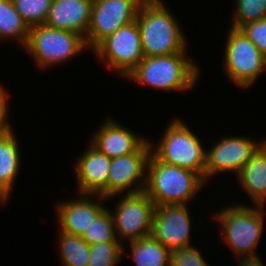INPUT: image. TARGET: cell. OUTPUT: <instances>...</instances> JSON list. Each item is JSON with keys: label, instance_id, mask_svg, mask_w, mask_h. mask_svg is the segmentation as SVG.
Masks as SVG:
<instances>
[{"label": "cell", "instance_id": "6da1fadb", "mask_svg": "<svg viewBox=\"0 0 266 266\" xmlns=\"http://www.w3.org/2000/svg\"><path fill=\"white\" fill-rule=\"evenodd\" d=\"M136 21L144 57L179 54L187 49V38L164 1L145 0Z\"/></svg>", "mask_w": 266, "mask_h": 266}, {"label": "cell", "instance_id": "7a4b0ae2", "mask_svg": "<svg viewBox=\"0 0 266 266\" xmlns=\"http://www.w3.org/2000/svg\"><path fill=\"white\" fill-rule=\"evenodd\" d=\"M186 53L144 57L126 78L165 92L189 91L197 84L200 68Z\"/></svg>", "mask_w": 266, "mask_h": 266}, {"label": "cell", "instance_id": "3957f363", "mask_svg": "<svg viewBox=\"0 0 266 266\" xmlns=\"http://www.w3.org/2000/svg\"><path fill=\"white\" fill-rule=\"evenodd\" d=\"M205 181L196 172L166 164L152 153L147 164L144 192L155 206L188 204L195 199Z\"/></svg>", "mask_w": 266, "mask_h": 266}, {"label": "cell", "instance_id": "277c9868", "mask_svg": "<svg viewBox=\"0 0 266 266\" xmlns=\"http://www.w3.org/2000/svg\"><path fill=\"white\" fill-rule=\"evenodd\" d=\"M263 207L236 204L214 213L213 217L223 230L222 240L231 246L238 260L258 258L255 249L264 229Z\"/></svg>", "mask_w": 266, "mask_h": 266}, {"label": "cell", "instance_id": "5b68a950", "mask_svg": "<svg viewBox=\"0 0 266 266\" xmlns=\"http://www.w3.org/2000/svg\"><path fill=\"white\" fill-rule=\"evenodd\" d=\"M158 144L150 142L151 153L160 161L192 170L204 179L206 148L180 119L167 125Z\"/></svg>", "mask_w": 266, "mask_h": 266}, {"label": "cell", "instance_id": "8992f818", "mask_svg": "<svg viewBox=\"0 0 266 266\" xmlns=\"http://www.w3.org/2000/svg\"><path fill=\"white\" fill-rule=\"evenodd\" d=\"M39 68L61 64L89 49L85 38L76 32L40 24L30 27L24 47Z\"/></svg>", "mask_w": 266, "mask_h": 266}, {"label": "cell", "instance_id": "52a82bcc", "mask_svg": "<svg viewBox=\"0 0 266 266\" xmlns=\"http://www.w3.org/2000/svg\"><path fill=\"white\" fill-rule=\"evenodd\" d=\"M228 33L223 69L234 84L246 89L266 70V57L240 29L231 27Z\"/></svg>", "mask_w": 266, "mask_h": 266}, {"label": "cell", "instance_id": "ba28073f", "mask_svg": "<svg viewBox=\"0 0 266 266\" xmlns=\"http://www.w3.org/2000/svg\"><path fill=\"white\" fill-rule=\"evenodd\" d=\"M93 52L99 60L106 62L109 70L126 78L144 58L137 21L105 37L92 49Z\"/></svg>", "mask_w": 266, "mask_h": 266}, {"label": "cell", "instance_id": "9c48e42d", "mask_svg": "<svg viewBox=\"0 0 266 266\" xmlns=\"http://www.w3.org/2000/svg\"><path fill=\"white\" fill-rule=\"evenodd\" d=\"M114 206L115 210L110 212L116 237L121 243L124 239L131 242L151 235L156 206L144 191L125 193Z\"/></svg>", "mask_w": 266, "mask_h": 266}, {"label": "cell", "instance_id": "30bf717a", "mask_svg": "<svg viewBox=\"0 0 266 266\" xmlns=\"http://www.w3.org/2000/svg\"><path fill=\"white\" fill-rule=\"evenodd\" d=\"M145 0H93L91 22L85 38L93 49L101 40L117 29L136 21Z\"/></svg>", "mask_w": 266, "mask_h": 266}, {"label": "cell", "instance_id": "8fae6325", "mask_svg": "<svg viewBox=\"0 0 266 266\" xmlns=\"http://www.w3.org/2000/svg\"><path fill=\"white\" fill-rule=\"evenodd\" d=\"M150 155V139H147L134 153L112 158L107 179V199L124 194L126 190L127 194L144 191Z\"/></svg>", "mask_w": 266, "mask_h": 266}, {"label": "cell", "instance_id": "7c38bea8", "mask_svg": "<svg viewBox=\"0 0 266 266\" xmlns=\"http://www.w3.org/2000/svg\"><path fill=\"white\" fill-rule=\"evenodd\" d=\"M245 136H228L223 137L214 143L205 156V173L204 181L216 173L232 171L234 174L239 173L241 168L265 142L261 139L259 142Z\"/></svg>", "mask_w": 266, "mask_h": 266}, {"label": "cell", "instance_id": "4fadbf2b", "mask_svg": "<svg viewBox=\"0 0 266 266\" xmlns=\"http://www.w3.org/2000/svg\"><path fill=\"white\" fill-rule=\"evenodd\" d=\"M189 212L186 204L156 206L151 235L170 251L193 246Z\"/></svg>", "mask_w": 266, "mask_h": 266}, {"label": "cell", "instance_id": "5bb4252c", "mask_svg": "<svg viewBox=\"0 0 266 266\" xmlns=\"http://www.w3.org/2000/svg\"><path fill=\"white\" fill-rule=\"evenodd\" d=\"M77 195L79 199L74 198L73 200L57 203V222L60 231L82 237L95 218L105 209L103 202L100 203V200L106 201L108 199L99 194ZM93 197L98 198L96 200Z\"/></svg>", "mask_w": 266, "mask_h": 266}, {"label": "cell", "instance_id": "9a60e30c", "mask_svg": "<svg viewBox=\"0 0 266 266\" xmlns=\"http://www.w3.org/2000/svg\"><path fill=\"white\" fill-rule=\"evenodd\" d=\"M112 159L91 143L74 163L79 194H99L107 198V179Z\"/></svg>", "mask_w": 266, "mask_h": 266}, {"label": "cell", "instance_id": "2e32d148", "mask_svg": "<svg viewBox=\"0 0 266 266\" xmlns=\"http://www.w3.org/2000/svg\"><path fill=\"white\" fill-rule=\"evenodd\" d=\"M92 135L91 144L109 158L134 153L147 139L108 117Z\"/></svg>", "mask_w": 266, "mask_h": 266}, {"label": "cell", "instance_id": "e0dca14e", "mask_svg": "<svg viewBox=\"0 0 266 266\" xmlns=\"http://www.w3.org/2000/svg\"><path fill=\"white\" fill-rule=\"evenodd\" d=\"M93 0H53L45 25L70 30L86 38Z\"/></svg>", "mask_w": 266, "mask_h": 266}, {"label": "cell", "instance_id": "ac0fdd59", "mask_svg": "<svg viewBox=\"0 0 266 266\" xmlns=\"http://www.w3.org/2000/svg\"><path fill=\"white\" fill-rule=\"evenodd\" d=\"M238 183L256 206L266 201V141L258 148L237 174Z\"/></svg>", "mask_w": 266, "mask_h": 266}, {"label": "cell", "instance_id": "d6986e66", "mask_svg": "<svg viewBox=\"0 0 266 266\" xmlns=\"http://www.w3.org/2000/svg\"><path fill=\"white\" fill-rule=\"evenodd\" d=\"M19 147L14 130L0 138V187L9 196L21 167Z\"/></svg>", "mask_w": 266, "mask_h": 266}, {"label": "cell", "instance_id": "ffe728a7", "mask_svg": "<svg viewBox=\"0 0 266 266\" xmlns=\"http://www.w3.org/2000/svg\"><path fill=\"white\" fill-rule=\"evenodd\" d=\"M136 266H169L170 250L152 235L129 242Z\"/></svg>", "mask_w": 266, "mask_h": 266}, {"label": "cell", "instance_id": "44dd1931", "mask_svg": "<svg viewBox=\"0 0 266 266\" xmlns=\"http://www.w3.org/2000/svg\"><path fill=\"white\" fill-rule=\"evenodd\" d=\"M29 26L24 22L19 12L16 10L13 0L0 1V40H18L24 48L28 36Z\"/></svg>", "mask_w": 266, "mask_h": 266}, {"label": "cell", "instance_id": "7402d4cb", "mask_svg": "<svg viewBox=\"0 0 266 266\" xmlns=\"http://www.w3.org/2000/svg\"><path fill=\"white\" fill-rule=\"evenodd\" d=\"M59 231L60 258L64 266H88L90 245L81 237Z\"/></svg>", "mask_w": 266, "mask_h": 266}, {"label": "cell", "instance_id": "603a6c76", "mask_svg": "<svg viewBox=\"0 0 266 266\" xmlns=\"http://www.w3.org/2000/svg\"><path fill=\"white\" fill-rule=\"evenodd\" d=\"M106 207L84 232L82 238L89 244L120 242L115 234L114 220Z\"/></svg>", "mask_w": 266, "mask_h": 266}, {"label": "cell", "instance_id": "cb8c5ba5", "mask_svg": "<svg viewBox=\"0 0 266 266\" xmlns=\"http://www.w3.org/2000/svg\"><path fill=\"white\" fill-rule=\"evenodd\" d=\"M231 27L240 29L243 25L266 18V0H235Z\"/></svg>", "mask_w": 266, "mask_h": 266}, {"label": "cell", "instance_id": "d4e9b609", "mask_svg": "<svg viewBox=\"0 0 266 266\" xmlns=\"http://www.w3.org/2000/svg\"><path fill=\"white\" fill-rule=\"evenodd\" d=\"M124 245L121 242H104L90 245L88 266H116L121 262Z\"/></svg>", "mask_w": 266, "mask_h": 266}, {"label": "cell", "instance_id": "484cf974", "mask_svg": "<svg viewBox=\"0 0 266 266\" xmlns=\"http://www.w3.org/2000/svg\"><path fill=\"white\" fill-rule=\"evenodd\" d=\"M53 0H13L16 10L30 27L44 24Z\"/></svg>", "mask_w": 266, "mask_h": 266}, {"label": "cell", "instance_id": "4316f807", "mask_svg": "<svg viewBox=\"0 0 266 266\" xmlns=\"http://www.w3.org/2000/svg\"><path fill=\"white\" fill-rule=\"evenodd\" d=\"M169 266H211L194 246L170 251Z\"/></svg>", "mask_w": 266, "mask_h": 266}, {"label": "cell", "instance_id": "83f0119b", "mask_svg": "<svg viewBox=\"0 0 266 266\" xmlns=\"http://www.w3.org/2000/svg\"><path fill=\"white\" fill-rule=\"evenodd\" d=\"M240 30L266 57V18L247 23Z\"/></svg>", "mask_w": 266, "mask_h": 266}, {"label": "cell", "instance_id": "f1b7e54d", "mask_svg": "<svg viewBox=\"0 0 266 266\" xmlns=\"http://www.w3.org/2000/svg\"><path fill=\"white\" fill-rule=\"evenodd\" d=\"M9 93L7 92V89L2 87L0 85V138L6 136L10 132H12L14 129L9 125L10 122L8 121V113H9V104H8V98ZM8 121V122H7Z\"/></svg>", "mask_w": 266, "mask_h": 266}, {"label": "cell", "instance_id": "f546056e", "mask_svg": "<svg viewBox=\"0 0 266 266\" xmlns=\"http://www.w3.org/2000/svg\"><path fill=\"white\" fill-rule=\"evenodd\" d=\"M238 266H265L261 259L258 258H249V259H241L239 261Z\"/></svg>", "mask_w": 266, "mask_h": 266}, {"label": "cell", "instance_id": "4dcf8cb0", "mask_svg": "<svg viewBox=\"0 0 266 266\" xmlns=\"http://www.w3.org/2000/svg\"><path fill=\"white\" fill-rule=\"evenodd\" d=\"M10 196L0 187V204H4Z\"/></svg>", "mask_w": 266, "mask_h": 266}]
</instances>
